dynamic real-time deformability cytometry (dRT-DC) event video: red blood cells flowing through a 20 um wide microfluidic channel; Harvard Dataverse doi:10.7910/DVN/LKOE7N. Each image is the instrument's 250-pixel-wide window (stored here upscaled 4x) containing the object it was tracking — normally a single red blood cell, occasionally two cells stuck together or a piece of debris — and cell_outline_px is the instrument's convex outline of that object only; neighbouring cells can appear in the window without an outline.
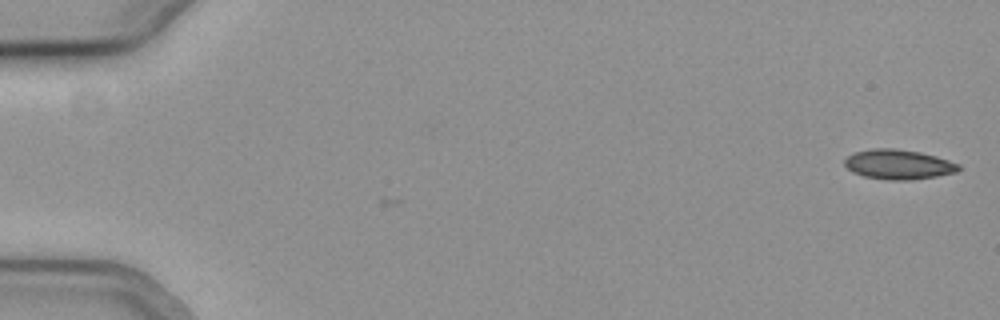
{"species": "common noctule bat (a hibernating species)", "species_latin": "Nyctalus noctula", "temperature_condition": "cold", "stored_images_in_passage": 3, "camera_frame_rate_fps": 3000, "um_per_image_px": 0.085, "animal": {"sex": "female", "body_mass_g": 19.3, "forearm_length_mm": 54.1}, "frame": {"image": 1, "passage_image": 3, "time_ms": 0.667, "image_size_px": [1000, 320], "cell_outline_px": [[960, 168], [956, 172], [936, 176], [912, 180], [888, 180], [864, 176], [852, 172], [844, 164], [844, 160], [852, 152], [872, 148], [896, 148], [920, 152], [936, 156], [960, 164]], "centroid_in_image_um": [76.35, 13.97], "position_along_channel_um": 8.7, "area_um2": 19.88}}